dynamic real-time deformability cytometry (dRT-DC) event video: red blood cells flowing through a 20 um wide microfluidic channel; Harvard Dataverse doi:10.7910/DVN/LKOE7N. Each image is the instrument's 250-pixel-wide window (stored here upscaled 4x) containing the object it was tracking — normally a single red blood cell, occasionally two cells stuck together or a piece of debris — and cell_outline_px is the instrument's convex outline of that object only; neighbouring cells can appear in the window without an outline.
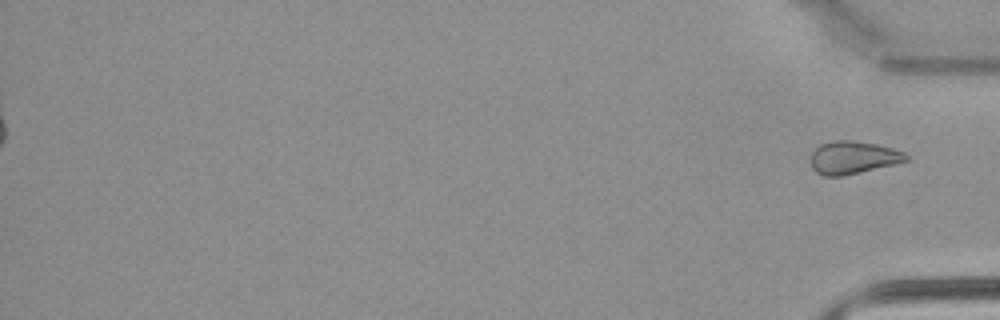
{"species": "common noctule bat (a hibernating species)", "species_latin": "Nyctalus noctula", "temperature_condition": "warm", "stored_images_in_passage": 34, "segment_of_instrument_passage": [2, 2], "camera_frame_rate_fps": 3000, "um_per_image_px": 0.085, "animal": {"sex": "male", "body_mass_g": 21.5, "forearm_length_mm": 52.0}, "frame": {"image": 1, "passage_image": 34, "time_ms": 11.0, "image_size_px": [1000, 320], "cell_outline_px": [[908, 160], [896, 164], [860, 172], [840, 176], [824, 176], [816, 172], [812, 168], [812, 152], [820, 144], [836, 140], [852, 140], [876, 144], [892, 148], [904, 152], [908, 156]], "centroid_in_image_um": [72.52, 13.39], "position_along_channel_um": 362.7, "area_um2": 18.09}}